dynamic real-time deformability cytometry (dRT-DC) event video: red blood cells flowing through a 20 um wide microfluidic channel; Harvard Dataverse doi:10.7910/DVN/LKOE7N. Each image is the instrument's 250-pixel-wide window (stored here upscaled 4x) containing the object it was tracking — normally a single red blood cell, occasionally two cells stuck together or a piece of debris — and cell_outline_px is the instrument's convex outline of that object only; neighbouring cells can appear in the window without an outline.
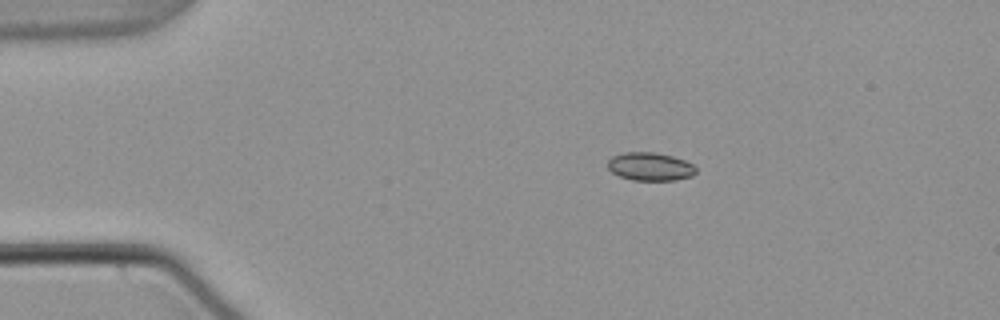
{"species": "common noctule bat (a hibernating species)", "species_latin": "Nyctalus noctula", "temperature_condition": "warm", "stored_images_in_passage": 45, "camera_frame_rate_fps": 3000, "um_per_image_px": 0.085, "animal": {"sex": "male", "body_mass_g": 21.5, "forearm_length_mm": 52.0}, "frame": {"image": 1, "passage_image": 1, "time_ms": 0.0, "image_size_px": [1000, 320], "cell_outline_px": [[696, 172], [692, 176], [676, 180], [632, 180], [620, 176], [612, 172], [608, 168], [608, 160], [612, 156], [624, 152], [656, 152], [672, 156], [684, 160], [692, 164], [696, 168]], "centroid_in_image_um": [55.26, 14.15], "position_along_channel_um": 29.7, "area_um2": 14.51}}
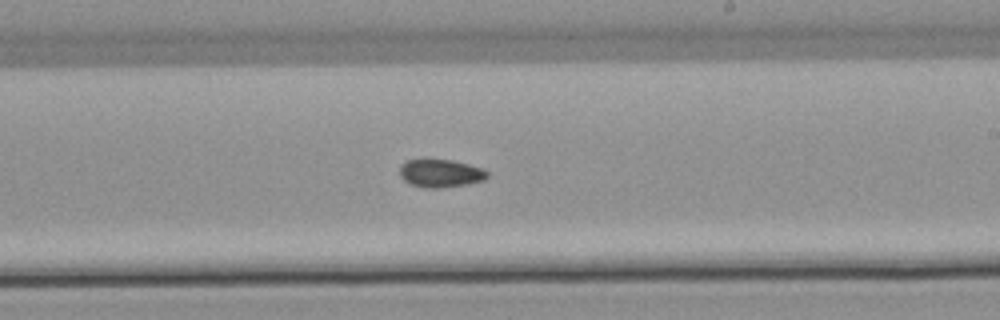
{"frame": {"image": 2, "passage_image": 23, "time_ms": 7.333, "image_size_px": [1000, 320], "cell_outline_px": [[488, 176], [484, 180], [464, 184], [436, 188], [424, 188], [412, 184], [404, 180], [400, 176], [400, 164], [408, 160], [424, 156], [452, 160], [484, 168], [488, 172]], "centroid_in_image_um": [37.4, 14.67], "position_along_channel_um": 251.6, "area_um2": 14.74}}
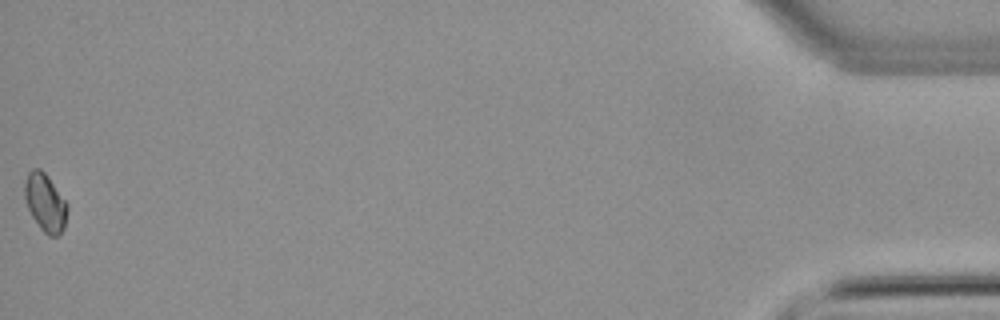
{"frame": {"image": 3, "passage_image": 45, "time_ms": 14.667, "image_size_px": [1000, 320], "cell_outline_px": [[68, 208], [64, 228], [56, 236], [48, 236], [40, 228], [32, 216], [28, 208], [24, 196], [24, 184], [28, 172], [32, 168], [40, 168], [44, 172], [68, 204]], "centroid_in_image_um": [3.83, 17.22], "position_along_channel_um": 431.4, "area_um2": 14.28}, "authors_computed_cell_mechanics": {"area_um2": 14.3922, "velocity_mm_per_s": 3.8123, "shape_relaxation_time_tau1_ms": null, "shape_relaxation_time_tau2_ms": 6.3737, "deformation_change_tau1": null, "deformation_change_tau2": 0.088}}